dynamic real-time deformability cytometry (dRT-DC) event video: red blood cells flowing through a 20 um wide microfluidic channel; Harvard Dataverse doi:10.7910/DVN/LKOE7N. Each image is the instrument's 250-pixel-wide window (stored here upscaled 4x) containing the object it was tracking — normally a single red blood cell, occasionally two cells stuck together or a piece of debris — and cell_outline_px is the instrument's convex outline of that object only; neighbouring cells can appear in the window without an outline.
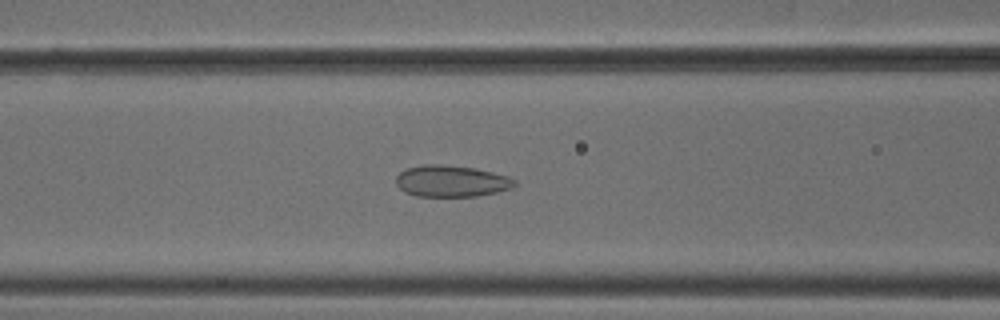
{"species": "common noctule bat (a hibernating species)", "species_latin": "Nyctalus noctula", "temperature_condition": "cold", "stored_images_in_passage": 50, "camera_frame_rate_fps": 3000, "um_per_image_px": 0.085, "animal": {"sex": "male", "body_mass_g": 18.8}, "frame": {"image": 1, "passage_image": 19, "time_ms": 6.0, "image_size_px": [1000, 320], "cell_outline_px": [[516, 184], [512, 188], [496, 192], [476, 196], [416, 196], [404, 192], [396, 184], [396, 176], [400, 172], [408, 168], [420, 164], [444, 164], [476, 168], [508, 176], [516, 180]], "centroid_in_image_um": [38.35, 15.38], "position_along_channel_um": 128.2, "area_um2": 21.91}}
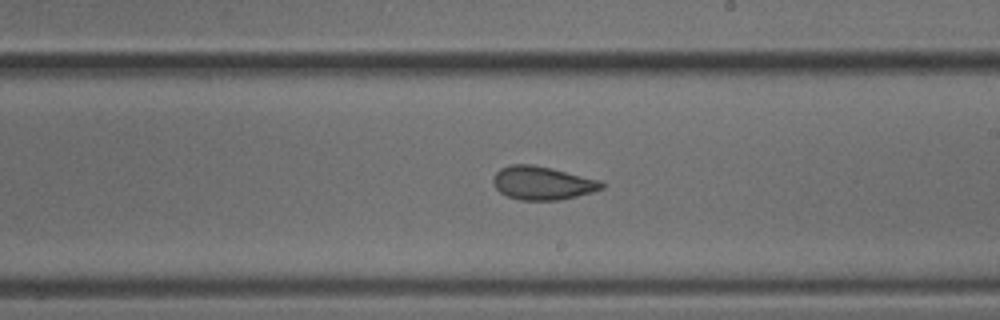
{"frame": {"image": 2, "passage_image": 28, "time_ms": 9.0, "image_size_px": [1000, 320], "cell_outline_px": [[604, 188], [592, 192], [560, 200], [520, 200], [508, 196], [500, 192], [492, 184], [492, 180], [496, 172], [500, 168], [512, 164], [532, 164], [552, 168], [600, 180], [604, 184]], "centroid_in_image_um": [46.09, 15.55], "position_along_channel_um": 242.9, "area_um2": 21.15}}
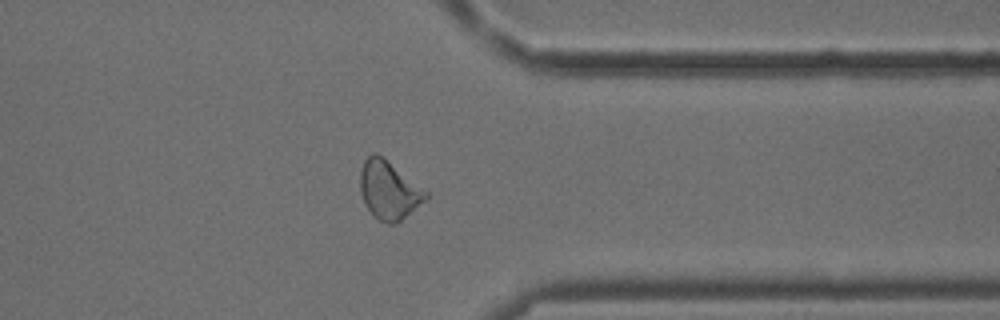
{"frame": {"image": 3, "passage_image": 39, "time_ms": 12.667, "image_size_px": [1000, 320], "cell_outline_px": [[428, 196], [424, 200], [396, 224], [388, 224], [380, 220], [364, 204], [360, 192], [360, 172], [364, 160], [372, 152], [376, 152], [428, 192]], "centroid_in_image_um": [33.02, 16.15], "position_along_channel_um": 378.4, "area_um2": 21.79}, "authors_computed_cell_mechanics": {"area_um2": 22.3686, "velocity_mm_per_s": 3.8266, "shape_relaxation_time_tau1_ms": 8.2974, "shape_relaxation_time_tau2_ms": 2.2103, "deformation_change_tau1": 0.1147, "deformation_change_tau2": 0.0833}}